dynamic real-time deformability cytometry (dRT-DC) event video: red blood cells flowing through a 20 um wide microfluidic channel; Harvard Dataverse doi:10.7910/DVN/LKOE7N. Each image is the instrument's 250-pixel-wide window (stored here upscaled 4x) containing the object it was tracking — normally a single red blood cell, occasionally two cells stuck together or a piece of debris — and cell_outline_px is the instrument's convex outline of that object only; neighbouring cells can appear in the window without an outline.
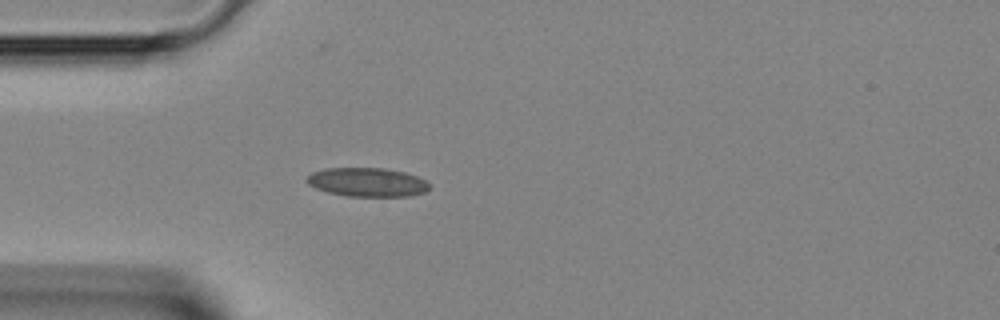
{"species": "Egyptian fruit bat (a non-hibernating species)", "species_latin": "Rousettus aegyptiacus", "temperature_condition": "room temperature", "stored_images_in_passage": 37, "camera_frame_rate_fps": 3000, "um_per_image_px": 0.085, "animal": {"sex": "female"}, "frame": {"image": 1, "passage_image": 6, "time_ms": 1.667, "image_size_px": [1000, 320], "cell_outline_px": [[428, 188], [424, 192], [412, 196], [348, 196], [328, 192], [316, 188], [308, 184], [304, 180], [312, 172], [324, 168], [384, 168], [404, 172], [416, 176], [424, 180], [428, 184]], "centroid_in_image_um": [31.18, 15.48], "position_along_channel_um": 53.8, "area_um2": 20.52}}
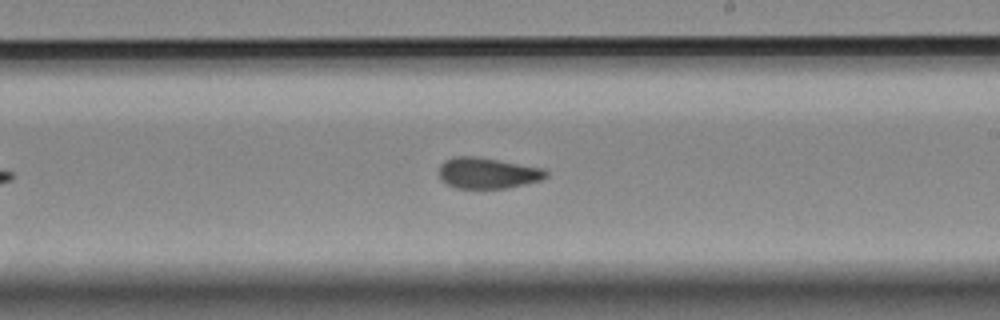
{"frame": {"image": 2, "passage_image": 19, "time_ms": 6.0, "image_size_px": [1000, 320], "cell_outline_px": [[548, 176], [540, 180], [508, 188], [456, 188], [448, 184], [440, 176], [440, 164], [444, 160], [452, 156], [476, 156], [544, 168], [548, 172]], "centroid_in_image_um": [41.46, 14.7], "position_along_channel_um": 247.5, "area_um2": 19.25}}
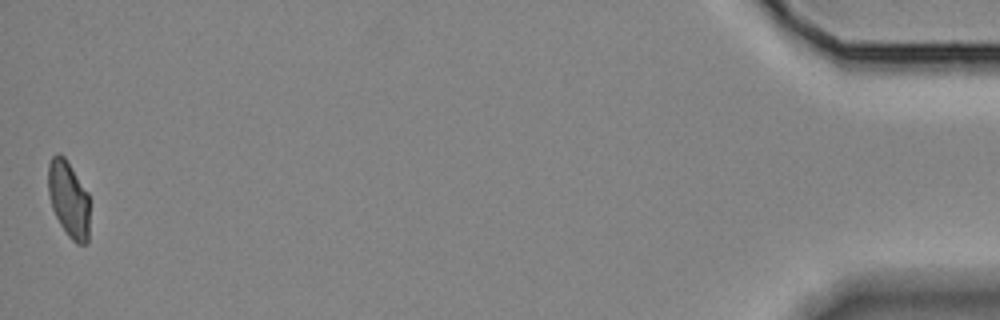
{"frame": {"image": 3, "passage_image": 37, "time_ms": 12.0, "image_size_px": [1000, 320], "cell_outline_px": [[88, 244], [76, 244], [68, 236], [60, 224], [52, 208], [48, 192], [48, 164], [52, 156], [56, 152], [60, 152], [64, 156], [88, 192]], "centroid_in_image_um": [5.82, 16.91], "position_along_channel_um": 429.4, "area_um2": 18.5}}